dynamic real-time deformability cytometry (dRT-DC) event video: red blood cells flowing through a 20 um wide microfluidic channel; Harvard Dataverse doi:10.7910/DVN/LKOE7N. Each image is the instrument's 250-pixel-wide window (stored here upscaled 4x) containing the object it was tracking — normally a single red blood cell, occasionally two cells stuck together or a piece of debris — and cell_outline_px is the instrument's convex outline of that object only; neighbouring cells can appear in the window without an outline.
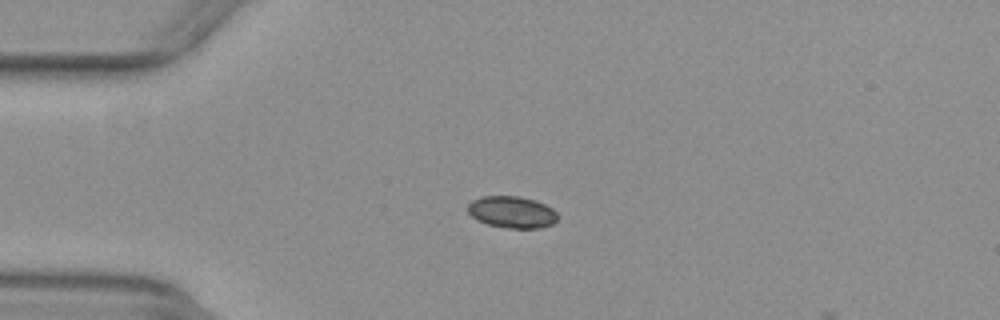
{"species": "common noctule bat (a hibernating species)", "species_latin": "Nyctalus noctula", "temperature_condition": "warm", "stored_images_in_passage": 17, "camera_frame_rate_fps": 3000, "um_per_image_px": 0.085, "animal": {"sex": "female", "body_mass_g": 29.2, "forearm_length_mm": 56.3}, "frame": {"image": 1, "passage_image": 14, "time_ms": 4.333, "image_size_px": [1000, 320], "cell_outline_px": [[556, 220], [552, 224], [540, 228], [508, 228], [488, 224], [476, 220], [468, 212], [468, 204], [472, 200], [480, 196], [520, 196], [536, 200], [552, 208], [556, 212]], "centroid_in_image_um": [43.49, 18.02], "position_along_channel_um": 41.5, "area_um2": 16.65}}